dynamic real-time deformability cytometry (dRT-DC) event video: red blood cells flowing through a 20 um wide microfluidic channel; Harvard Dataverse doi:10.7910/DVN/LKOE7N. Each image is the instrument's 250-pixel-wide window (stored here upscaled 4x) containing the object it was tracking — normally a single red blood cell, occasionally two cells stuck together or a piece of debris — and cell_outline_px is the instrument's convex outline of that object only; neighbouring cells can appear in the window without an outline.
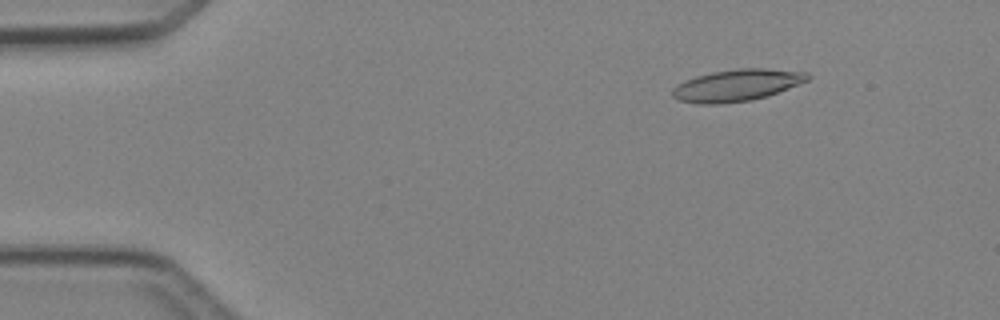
{"species": "Egyptian fruit bat (a non-hibernating species)", "species_latin": "Rousettus aegyptiacus", "temperature_condition": "cold", "stored_images_in_passage": 48, "camera_frame_rate_fps": 3000, "um_per_image_px": 0.085, "animal": {"sex": "female"}, "frame": {"image": 1, "passage_image": 7, "time_ms": 2.0, "image_size_px": [1000, 320], "cell_outline_px": [[812, 76], [808, 80], [768, 96], [752, 100], [716, 104], [700, 104], [680, 100], [672, 96], [672, 88], [676, 84], [684, 80], [696, 76], [712, 72], [740, 68], [764, 68], [808, 72]], "centroid_in_image_um": [62.63, 7.24], "position_along_channel_um": 22.4, "area_um2": 25.09}}
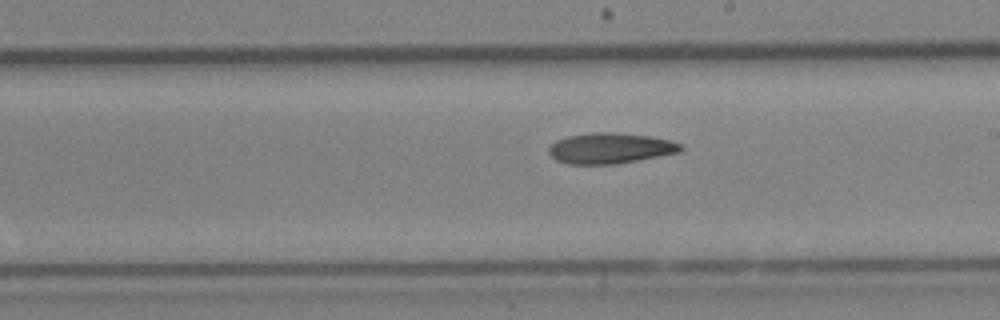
{"frame": {"image": 2, "passage_image": 28, "time_ms": 9.0, "image_size_px": [1000, 320], "cell_outline_px": [[684, 148], [680, 152], [616, 164], [568, 164], [556, 160], [548, 152], [548, 148], [556, 140], [568, 136], [596, 132], [612, 132], [648, 136], [668, 140], [684, 144]], "centroid_in_image_um": [51.87, 12.6], "position_along_channel_um": 237.1, "area_um2": 23.47}}
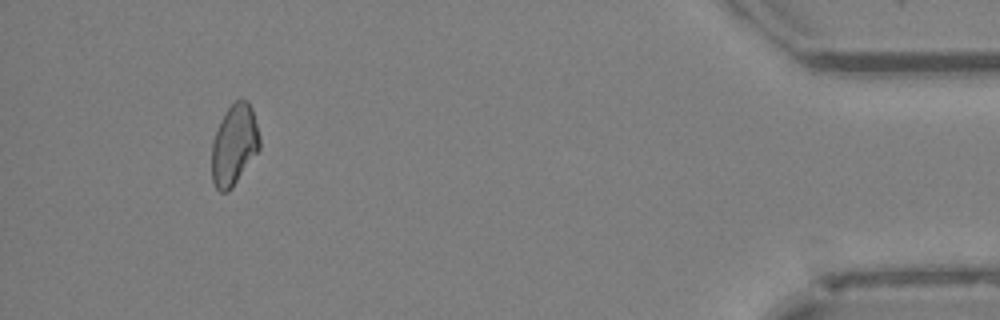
{"frame": {"image": 3, "passage_image": 45, "time_ms": 14.667, "image_size_px": [1000, 320], "cell_outline_px": [[260, 148], [232, 188], [228, 192], [220, 192], [216, 188], [212, 180], [212, 140], [220, 120], [228, 108], [236, 100], [248, 100], [252, 108], [260, 136]], "centroid_in_image_um": [19.9, 12.32], "position_along_channel_um": 415.3, "area_um2": 22.54}}